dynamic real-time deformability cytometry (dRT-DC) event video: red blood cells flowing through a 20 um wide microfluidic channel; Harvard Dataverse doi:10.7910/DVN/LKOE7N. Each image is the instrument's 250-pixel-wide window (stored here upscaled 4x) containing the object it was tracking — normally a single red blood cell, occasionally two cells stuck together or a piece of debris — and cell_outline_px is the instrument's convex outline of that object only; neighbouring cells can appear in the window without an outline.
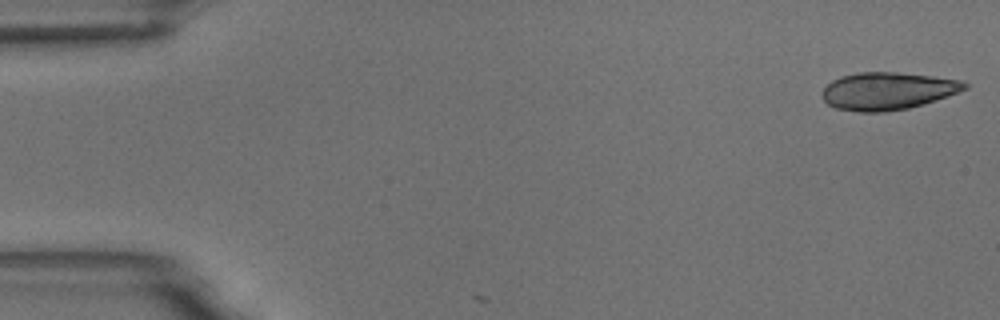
{"species": "common noctule bat (a hibernating species)", "species_latin": "Nyctalus noctula", "temperature_condition": "room temperature", "stored_images_in_passage": 2, "camera_frame_rate_fps": 3000, "um_per_image_px": 0.085, "animal": {"sex": "male", "body_mass_g": 18.8}, "frame": {"image": 1, "passage_image": 1, "time_ms": 0.0, "image_size_px": [1000, 320], "cell_outline_px": [[968, 88], [948, 96], [924, 104], [908, 108], [884, 112], [860, 112], [836, 108], [828, 104], [824, 100], [824, 88], [832, 80], [840, 76], [860, 72], [896, 72], [932, 76], [960, 80], [968, 84]], "centroid_in_image_um": [75.46, 7.73], "position_along_channel_um": 9.5, "area_um2": 30.98}}